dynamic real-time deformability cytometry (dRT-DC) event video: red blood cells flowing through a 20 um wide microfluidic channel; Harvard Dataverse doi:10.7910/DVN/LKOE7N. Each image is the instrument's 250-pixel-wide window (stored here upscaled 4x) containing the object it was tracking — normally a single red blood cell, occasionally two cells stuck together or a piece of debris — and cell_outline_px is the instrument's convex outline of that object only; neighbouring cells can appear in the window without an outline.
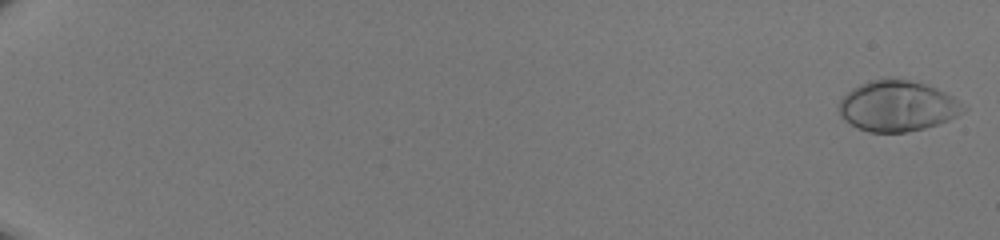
{"species": "human", "species_latin": "Homo sapiens", "temperature_condition": "room temperature", "stored_images_in_passage": 51, "camera_frame_rate_fps": 3000, "um_per_image_px": 0.085, "donor": {"sex": "male"}, "frame": {"image": 1, "passage_image": 1, "time_ms": 0.0, "image_size_px": [1000, 240], "cell_outline_px": [[968, 108], [964, 112], [948, 120], [924, 128], [908, 132], [868, 132], [856, 128], [844, 120], [840, 116], [840, 100], [852, 88], [860, 84], [884, 76], [908, 80], [924, 84], [936, 88], [952, 96]], "centroid_in_image_um": [76.27, 9.0], "position_along_channel_um": 8.7, "area_um2": 36.82}}
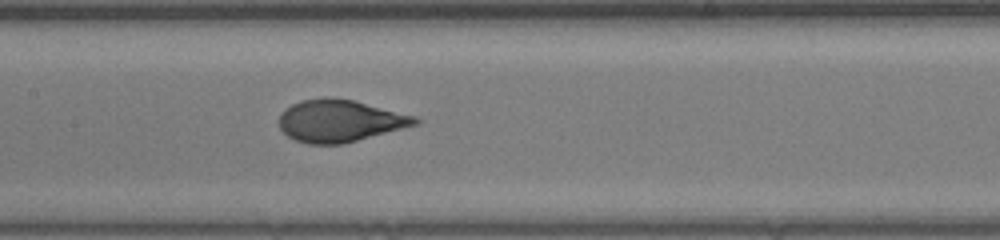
{"frame": {"image": 2, "passage_image": 29, "time_ms": 9.333, "image_size_px": [1000, 240], "cell_outline_px": [[420, 124], [340, 144], [308, 144], [296, 140], [288, 136], [280, 128], [280, 112], [292, 104], [300, 100], [324, 96], [328, 96], [352, 100], [416, 116], [420, 120]], "centroid_in_image_um": [28.87, 10.25], "position_along_channel_um": 178.5, "area_um2": 33.29}}
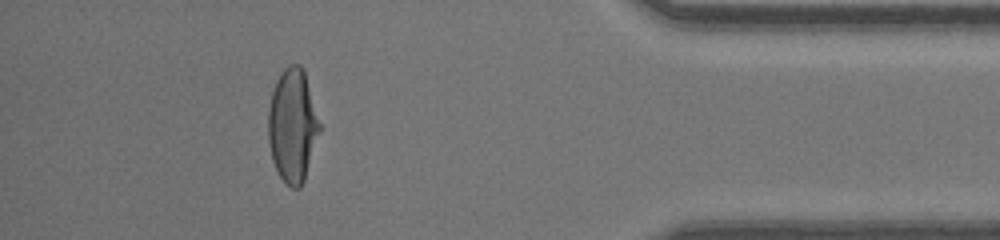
{"frame": {"image": 3, "passage_image": 47, "time_ms": 15.333, "image_size_px": [1000, 240], "cell_outline_px": [[320, 132], [304, 180], [300, 188], [292, 188], [280, 176], [272, 160], [268, 140], [268, 108], [272, 92], [276, 80], [280, 72], [288, 64], [300, 64], [304, 68], [320, 124]], "centroid_in_image_um": [24.86, 10.63], "position_along_channel_um": 410.3, "area_um2": 33.99}}